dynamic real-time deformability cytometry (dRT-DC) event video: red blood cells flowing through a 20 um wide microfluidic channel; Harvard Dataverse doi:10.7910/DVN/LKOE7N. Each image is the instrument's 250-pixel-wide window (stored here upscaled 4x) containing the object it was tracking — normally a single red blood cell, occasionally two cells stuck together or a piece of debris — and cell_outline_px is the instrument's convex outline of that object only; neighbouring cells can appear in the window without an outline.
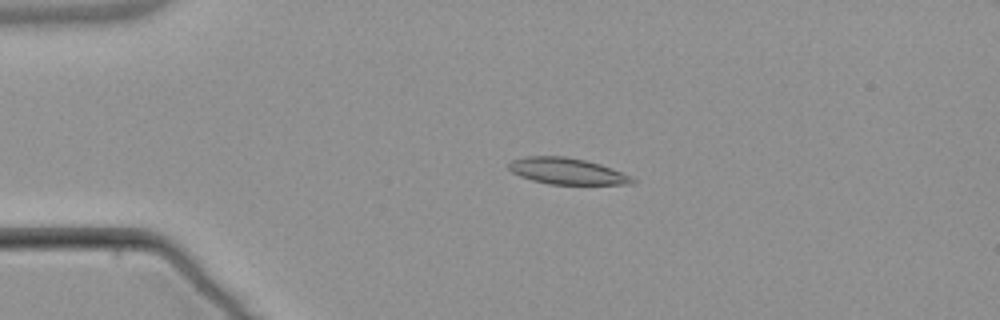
{"species": "common noctule bat (a hibernating species)", "species_latin": "Nyctalus noctula", "temperature_condition": "warm", "stored_images_in_passage": 4, "camera_frame_rate_fps": 3000, "um_per_image_px": 0.085, "animal": {"sex": "male", "body_mass_g": 21.5, "forearm_length_mm": 52.0}, "frame": {"image": 1, "passage_image": 3, "time_ms": 2.333, "image_size_px": [1000, 320], "cell_outline_px": [[636, 180], [632, 184], [548, 184], [532, 180], [520, 176], [512, 172], [508, 168], [508, 164], [512, 160], [524, 156], [564, 156], [584, 160], [600, 164], [612, 168]], "centroid_in_image_um": [48.14, 14.54], "position_along_channel_um": 36.9, "area_um2": 18.79}}